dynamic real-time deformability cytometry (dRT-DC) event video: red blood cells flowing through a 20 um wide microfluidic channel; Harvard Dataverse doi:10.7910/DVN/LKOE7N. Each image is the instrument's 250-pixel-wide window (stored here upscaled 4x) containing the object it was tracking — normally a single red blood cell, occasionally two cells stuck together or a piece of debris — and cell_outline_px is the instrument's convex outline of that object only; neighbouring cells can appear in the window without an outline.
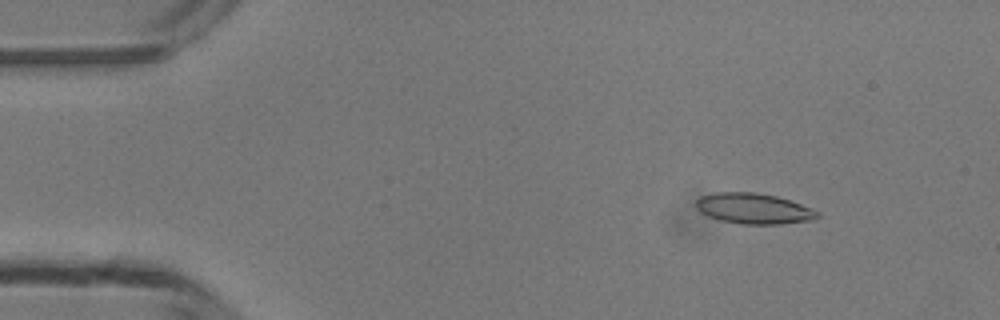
{"species": "common noctule bat (a hibernating species)", "species_latin": "Nyctalus noctula", "temperature_condition": "room temperature", "stored_images_in_passage": 48, "camera_frame_rate_fps": 3000, "um_per_image_px": 0.085, "animal": {"sex": "male", "body_mass_g": 13.3}, "frame": {"image": 1, "passage_image": 6, "time_ms": 1.667, "image_size_px": [1000, 320], "cell_outline_px": [[820, 216], [812, 220], [780, 224], [740, 224], [720, 220], [708, 216], [700, 212], [696, 208], [696, 200], [700, 196], [716, 192], [756, 192], [776, 196], [800, 204], [820, 212]], "centroid_in_image_um": [64.04, 17.73], "position_along_channel_um": 21.0, "area_um2": 21.68}}
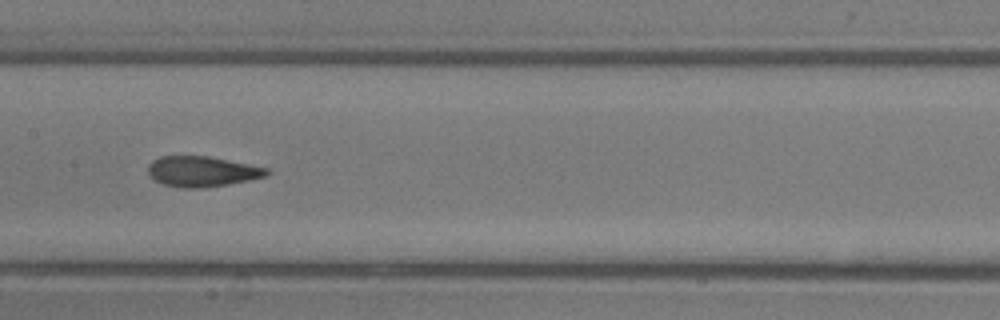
{"frame": {"image": 2, "passage_image": 24, "time_ms": 7.667, "image_size_px": [1000, 320], "cell_outline_px": [[272, 172], [268, 176], [228, 184], [200, 188], [184, 188], [164, 184], [156, 180], [148, 172], [148, 164], [152, 160], [160, 156], [208, 156], [268, 168]], "centroid_in_image_um": [17.2, 14.57], "position_along_channel_um": 190.2, "area_um2": 20.92}}
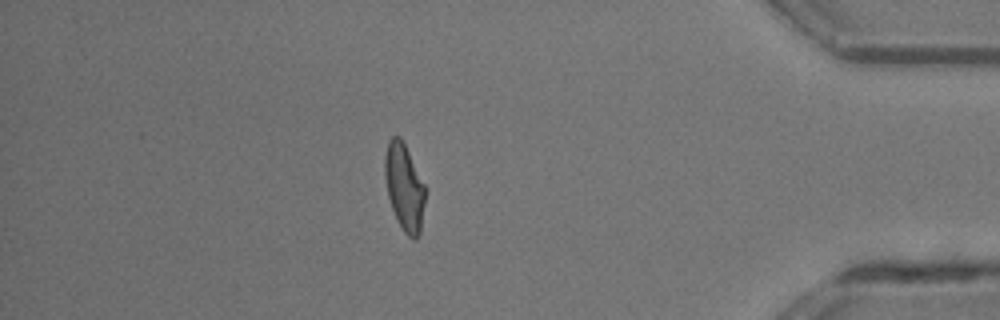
{"frame": {"image": 3, "passage_image": 42, "time_ms": 13.667, "image_size_px": [1000, 320], "cell_outline_px": [[424, 204], [420, 232], [416, 240], [412, 240], [404, 232], [396, 220], [388, 196], [384, 176], [384, 156], [388, 140], [392, 136], [400, 136], [424, 184]], "centroid_in_image_um": [34.33, 15.92], "position_along_channel_um": 400.9, "area_um2": 20.29}, "authors_computed_cell_mechanics": {"area_um2": 21.2126, "velocity_mm_per_s": 4.222, "shape_relaxation_time_tau1_ms": 6.4547, "shape_relaxation_time_tau2_ms": 1.5148, "deformation_change_tau1": 0.1929, "deformation_change_tau2": 0.0859}}